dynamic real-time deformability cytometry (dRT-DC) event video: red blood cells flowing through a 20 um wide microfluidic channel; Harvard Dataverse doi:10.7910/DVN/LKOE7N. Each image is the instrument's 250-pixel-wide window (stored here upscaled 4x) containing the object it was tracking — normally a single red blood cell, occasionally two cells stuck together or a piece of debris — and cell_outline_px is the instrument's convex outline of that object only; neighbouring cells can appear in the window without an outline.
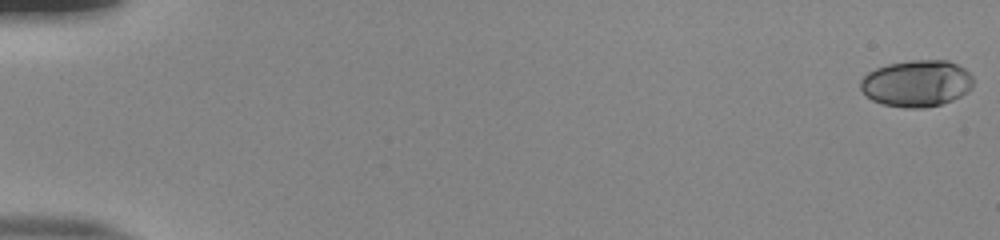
{"species": "human", "species_latin": "Homo sapiens", "temperature_condition": "room temperature", "stored_images_in_passage": 54, "camera_frame_rate_fps": 3000, "um_per_image_px": 0.085, "donor": {"sex": "male"}, "frame": {"image": 1, "passage_image": 1, "time_ms": 0.0, "image_size_px": [1000, 240], "cell_outline_px": [[972, 88], [968, 92], [952, 100], [940, 104], [924, 108], [904, 108], [884, 104], [872, 100], [860, 88], [860, 80], [868, 72], [876, 68], [888, 64], [908, 60], [948, 60], [964, 68], [972, 76]], "centroid_in_image_um": [77.92, 7.08], "position_along_channel_um": 7.1, "area_um2": 30.69}}
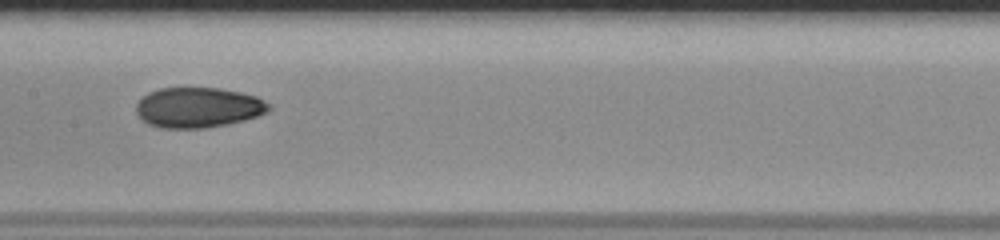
{"frame": {"image": 2, "passage_image": 29, "time_ms": 9.333, "image_size_px": [1000, 240], "cell_outline_px": [[272, 108], [268, 112], [244, 120], [228, 124], [204, 128], [160, 128], [148, 124], [136, 112], [136, 104], [148, 92], [160, 88], [220, 88], [240, 92], [256, 96], [272, 104]], "centroid_in_image_um": [16.88, 9.14], "position_along_channel_um": 190.5, "area_um2": 31.21}}
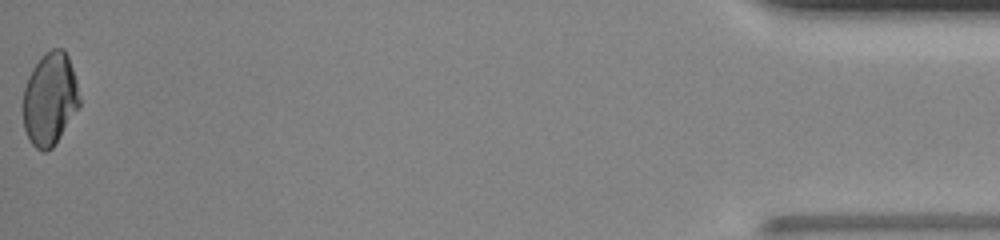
{"frame": {"image": 3, "passage_image": 54, "time_ms": 17.667, "image_size_px": [1000, 240], "cell_outline_px": [[80, 108], [52, 148], [44, 152], [36, 148], [32, 144], [24, 128], [24, 88], [28, 76], [32, 68], [52, 48], [64, 48], [68, 56], [76, 80], [80, 100]], "centroid_in_image_um": [4.26, 8.43], "position_along_channel_um": 430.9, "area_um2": 30.29}, "authors_computed_cell_mechanics": {"area_um2": 30.7496, "velocity_mm_per_s": 3.9291, "shape_relaxation_time_tau1_ms": 6.9759, "shape_relaxation_time_tau2_ms": 1.9517, "deformation_change_tau1": 0.1812, "deformation_change_tau2": 0.0534}}